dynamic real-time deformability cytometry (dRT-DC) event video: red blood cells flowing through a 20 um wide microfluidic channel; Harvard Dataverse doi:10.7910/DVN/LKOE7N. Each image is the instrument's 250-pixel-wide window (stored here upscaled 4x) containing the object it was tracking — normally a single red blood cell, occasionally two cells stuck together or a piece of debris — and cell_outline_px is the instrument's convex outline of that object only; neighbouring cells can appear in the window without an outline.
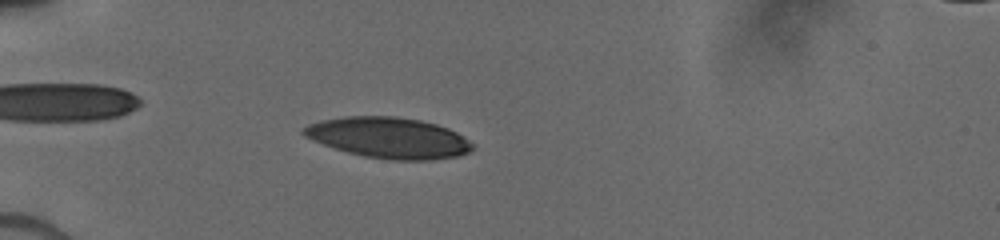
{"species": "human", "species_latin": "Homo sapiens", "temperature_condition": "cold", "stored_images_in_passage": 30, "camera_frame_rate_fps": 3000, "um_per_image_px": 0.085, "donor": {"sex": "male"}, "frame": {"image": 1, "passage_image": 15, "time_ms": 2.667, "image_size_px": [1000, 240], "cell_outline_px": [[472, 148], [468, 152], [456, 156], [432, 160], [392, 160], [364, 156], [348, 152], [324, 144], [304, 136], [300, 132], [308, 124], [320, 120], [344, 116], [396, 116], [420, 120], [436, 124], [448, 128], [456, 132], [472, 144]], "centroid_in_image_um": [33.01, 11.7], "position_along_channel_um": 52.0, "area_um2": 39.88}}
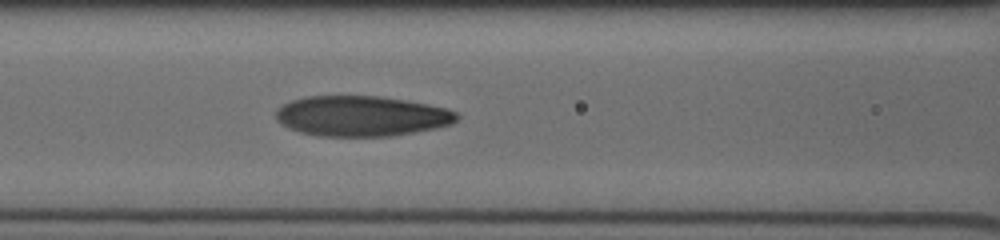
{"frame": {"image": 2, "passage_image": 25, "time_ms": 5.333, "image_size_px": [1000, 240], "cell_outline_px": [[460, 116], [456, 120], [448, 124], [432, 128], [412, 132], [388, 136], [320, 136], [300, 132], [288, 128], [280, 124], [276, 120], [276, 108], [292, 100], [304, 96], [380, 96], [404, 100], [444, 108], [456, 112]], "centroid_in_image_um": [30.64, 9.86], "position_along_channel_um": 136.0, "area_um2": 42.19}}
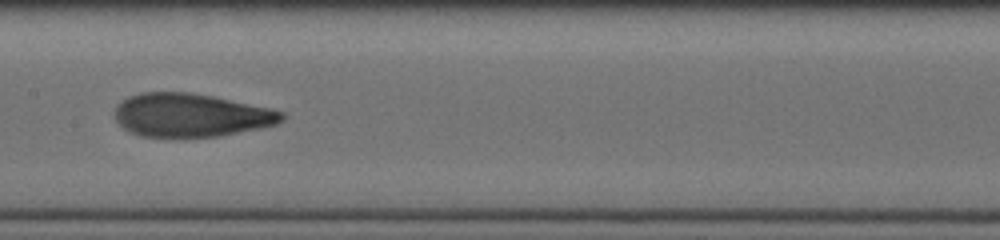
{"frame": {"image": 3, "passage_image": 28, "time_ms": 6.667, "image_size_px": [1000, 240], "cell_outline_px": [[284, 120], [276, 124], [260, 128], [220, 136], [140, 136], [124, 128], [116, 120], [116, 108], [128, 96], [140, 92], [188, 92], [212, 96], [272, 108], [284, 112]], "centroid_in_image_um": [16.27, 9.78], "position_along_channel_um": 191.1, "area_um2": 41.85}}